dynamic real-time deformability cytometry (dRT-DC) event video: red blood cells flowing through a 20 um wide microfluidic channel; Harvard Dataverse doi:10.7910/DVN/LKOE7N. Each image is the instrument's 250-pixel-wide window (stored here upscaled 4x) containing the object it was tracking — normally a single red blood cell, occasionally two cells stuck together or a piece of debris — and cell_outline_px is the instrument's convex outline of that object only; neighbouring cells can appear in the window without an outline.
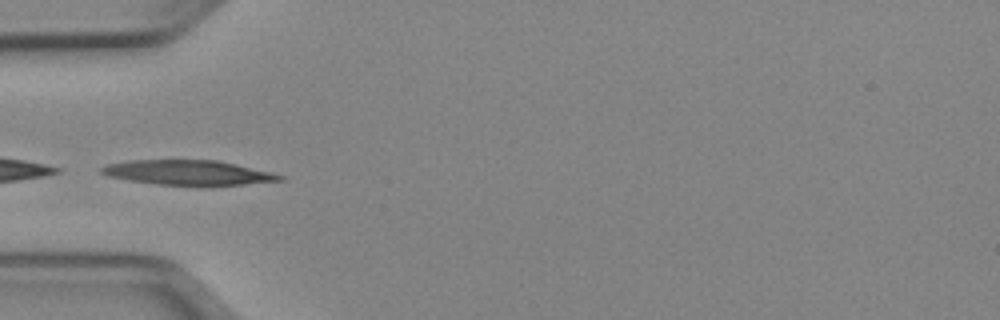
{"species": "Egyptian fruit bat (a non-hibernating species)", "species_latin": "Rousettus aegyptiacus", "temperature_condition": "cold", "stored_images_in_passage": 36, "camera_frame_rate_fps": 3000, "um_per_image_px": 0.085, "animal": {"sex": "female"}, "frame": {"image": 1, "passage_image": 1, "time_ms": 0.0, "image_size_px": [1000, 320], "cell_outline_px": [[284, 180], [208, 188], [200, 188], [160, 184], [128, 180], [108, 176], [100, 172], [100, 168], [108, 164], [128, 160], [220, 160], [284, 176]], "centroid_in_image_um": [16.01, 14.71], "position_along_channel_um": 69.0, "area_um2": 26.47}}
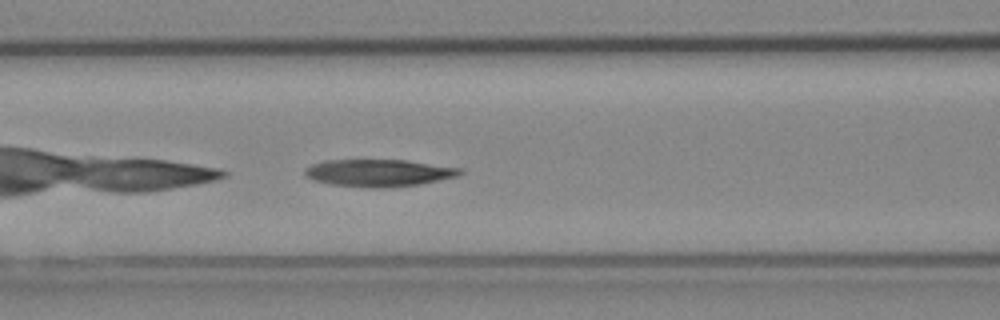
{"frame": {"image": 2, "passage_image": 6, "time_ms": 1.667, "image_size_px": [1000, 320], "cell_outline_px": [[464, 172], [460, 176], [420, 184], [384, 188], [368, 188], [332, 184], [312, 180], [304, 176], [304, 168], [312, 164], [324, 160], [408, 160], [464, 168]], "centroid_in_image_um": [32.22, 14.69], "position_along_channel_um": 134.4, "area_um2": 25.03}}
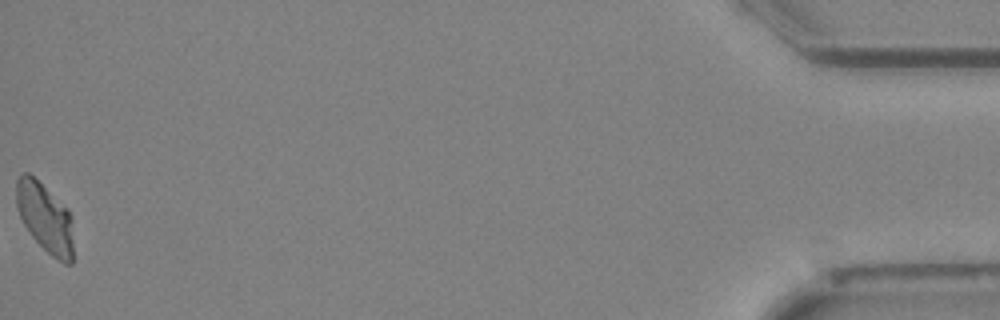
{"frame": {"image": 3, "passage_image": 36, "time_ms": 11.667, "image_size_px": [1000, 320], "cell_outline_px": [[72, 264], [64, 264], [52, 256], [32, 236], [24, 224], [20, 216], [16, 204], [16, 180], [20, 172], [28, 172], [68, 208], [72, 216]], "centroid_in_image_um": [3.83, 18.48], "position_along_channel_um": 431.4, "area_um2": 23.0}, "authors_computed_cell_mechanics": {"area_um2": 23.5246, "velocity_mm_per_s": 3.9347, "shape_relaxation_time_tau1_ms": null, "shape_relaxation_time_tau2_ms": 5.2736, "deformation_change_tau1": null, "deformation_change_tau2": 0.0873}}